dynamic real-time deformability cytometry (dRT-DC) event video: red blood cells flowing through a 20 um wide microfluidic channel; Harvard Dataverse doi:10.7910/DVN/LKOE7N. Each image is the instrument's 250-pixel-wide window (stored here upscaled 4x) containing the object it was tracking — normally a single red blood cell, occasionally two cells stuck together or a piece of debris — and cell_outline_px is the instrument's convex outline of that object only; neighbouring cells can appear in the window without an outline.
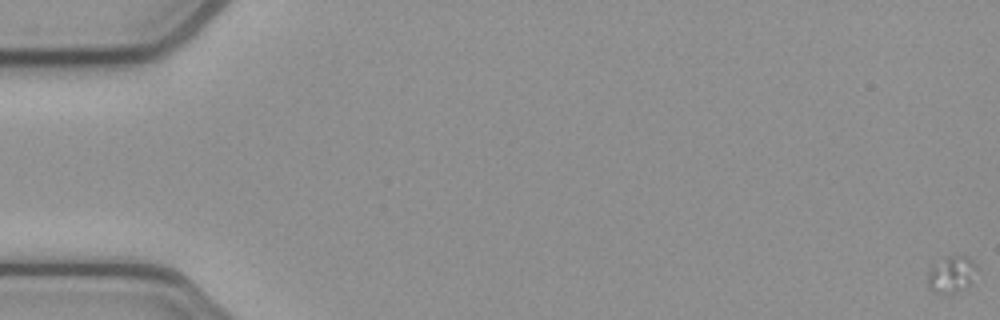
{"species": "common noctule bat (a hibernating species)", "species_latin": "Nyctalus noctula", "temperature_condition": "cold", "stored_images_in_passage": 22, "camera_frame_rate_fps": 3000, "um_per_image_px": 0.085, "animal": {"sex": "female", "body_mass_g": 21.9}, "frame": {"image": 1, "passage_image": 1, "time_ms": 0.0, "image_size_px": [1000, 320], "cell_outline_px": [[976, 268], [972, 284], [956, 292], [932, 292], [928, 288], [928, 276], [932, 264], [948, 256], [960, 252], [964, 252], [976, 264]], "centroid_in_image_um": [80.9, 23.26], "position_along_channel_um": 4.1, "area_um2": 10.75}}